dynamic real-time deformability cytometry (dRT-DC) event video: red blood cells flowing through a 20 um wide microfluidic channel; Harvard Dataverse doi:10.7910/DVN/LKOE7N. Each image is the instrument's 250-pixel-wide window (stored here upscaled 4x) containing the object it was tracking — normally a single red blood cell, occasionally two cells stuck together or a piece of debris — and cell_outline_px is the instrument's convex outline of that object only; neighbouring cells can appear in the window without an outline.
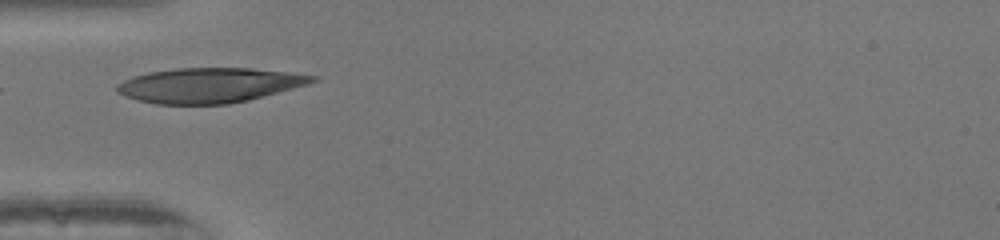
{"species": "human", "species_latin": "Homo sapiens", "temperature_condition": "warm", "stored_images_in_passage": 11, "camera_frame_rate_fps": 3000, "um_per_image_px": 0.085, "donor": {"sex": "female"}, "frame": {"image": 1, "passage_image": 1, "time_ms": 0.0, "image_size_px": [1000, 240], "cell_outline_px": [[320, 76], [316, 80], [308, 84], [248, 100], [228, 104], [156, 104], [136, 100], [124, 96], [116, 92], [116, 84], [132, 76], [148, 72], [176, 68], [252, 68], [288, 72]], "centroid_in_image_um": [17.75, 7.24], "position_along_channel_um": 67.2, "area_um2": 39.77}}
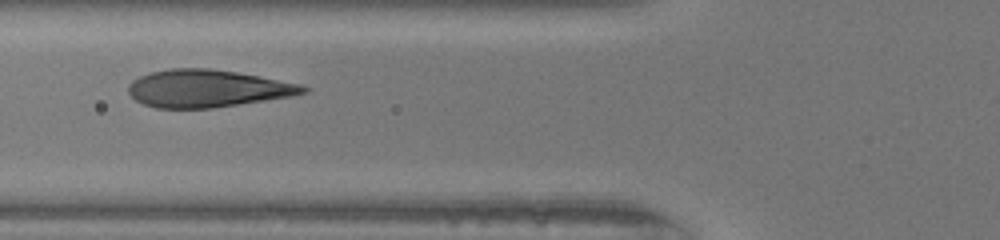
{"frame": {"image": 2, "passage_image": 4, "time_ms": 1.0, "image_size_px": [1000, 240], "cell_outline_px": [[312, 88], [308, 92], [292, 96], [212, 108], [156, 108], [144, 104], [136, 100], [128, 92], [128, 84], [132, 80], [140, 76], [152, 72], [168, 68], [212, 68], [236, 72], [300, 84]], "centroid_in_image_um": [17.62, 7.52], "position_along_channel_um": 108.2, "area_um2": 38.09}}
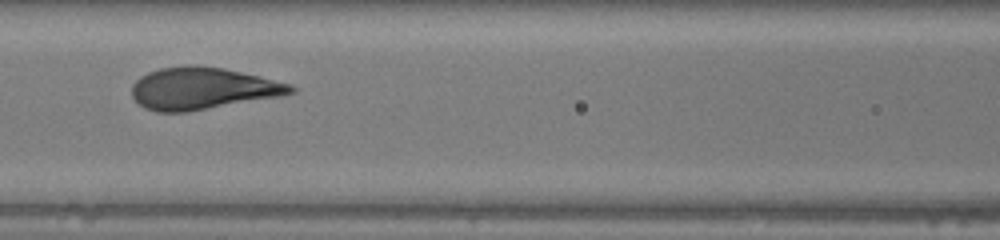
{"frame": {"image": 3, "passage_image": 7, "time_ms": 2.0, "image_size_px": [1000, 240], "cell_outline_px": [[296, 92], [284, 96], [188, 112], [156, 112], [144, 108], [132, 96], [132, 84], [140, 76], [148, 72], [160, 68], [184, 64], [196, 64], [224, 68], [292, 84], [296, 88]], "centroid_in_image_um": [17.23, 7.51], "position_along_channel_um": 149.4, "area_um2": 39.42}}